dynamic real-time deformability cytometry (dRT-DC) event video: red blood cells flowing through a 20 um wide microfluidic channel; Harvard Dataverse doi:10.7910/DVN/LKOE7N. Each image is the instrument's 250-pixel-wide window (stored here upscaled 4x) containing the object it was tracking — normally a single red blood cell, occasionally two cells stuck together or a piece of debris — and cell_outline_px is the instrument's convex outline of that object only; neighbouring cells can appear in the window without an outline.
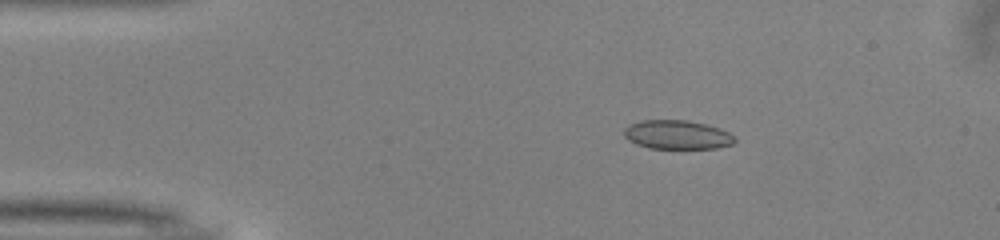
{"species": "common noctule bat (a hibernating species)", "species_latin": "Nyctalus noctula", "temperature_condition": "warm", "stored_images_in_passage": 39, "camera_frame_rate_fps": 3000, "um_per_image_px": 0.085, "animal": {"sex": "male", "body_mass_g": 13.0, "forearm_length_mm": 53.1}, "frame": {"image": 1, "passage_image": 8, "time_ms": 2.333, "image_size_px": [1000, 240], "cell_outline_px": [[736, 140], [732, 144], [716, 148], [648, 148], [636, 144], [628, 140], [624, 136], [624, 128], [628, 124], [640, 120], [688, 120], [720, 128], [736, 136]], "centroid_in_image_um": [57.54, 11.44], "position_along_channel_um": 27.5, "area_um2": 18.79}}
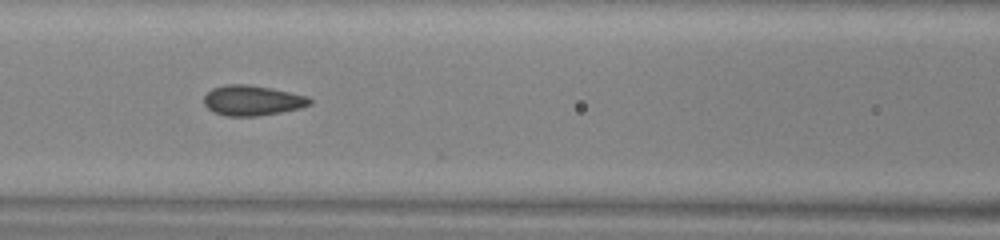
{"frame": {"image": 2, "passage_image": 21, "time_ms": 6.667, "image_size_px": [1000, 240], "cell_outline_px": [[312, 104], [300, 108], [280, 112], [256, 116], [228, 116], [216, 112], [208, 108], [204, 104], [204, 96], [212, 88], [224, 84], [248, 84], [272, 88], [308, 96], [312, 100]], "centroid_in_image_um": [21.46, 8.52], "position_along_channel_um": 145.1, "area_um2": 18.61}}
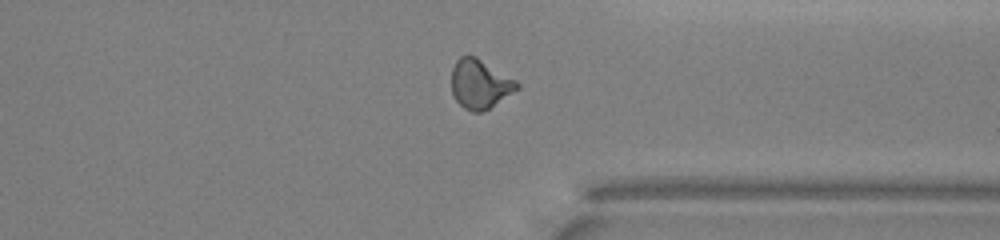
{"frame": {"image": 3, "passage_image": 38, "time_ms": 12.333, "image_size_px": [1000, 240], "cell_outline_px": [[520, 88], [488, 108], [480, 112], [472, 112], [464, 108], [456, 100], [452, 92], [452, 68], [456, 60], [460, 56], [476, 56], [516, 80], [520, 84]], "centroid_in_image_um": [40.79, 7.13], "position_along_channel_um": 370.6, "area_um2": 18.61}}